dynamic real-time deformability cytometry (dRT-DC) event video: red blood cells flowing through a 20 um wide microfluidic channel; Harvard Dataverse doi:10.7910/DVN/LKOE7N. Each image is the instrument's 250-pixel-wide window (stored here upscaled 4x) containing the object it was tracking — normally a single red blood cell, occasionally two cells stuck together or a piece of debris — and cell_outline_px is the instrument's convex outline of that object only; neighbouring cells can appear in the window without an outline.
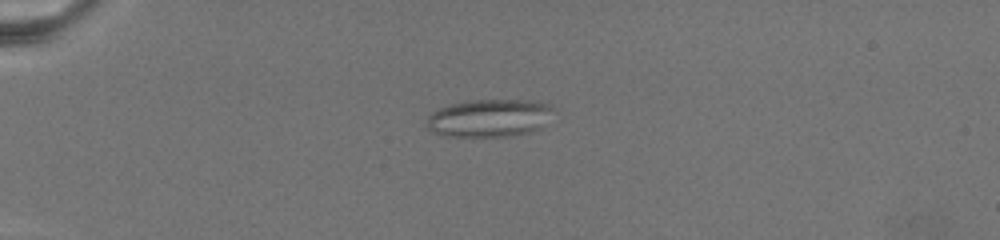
{"species": "common noctule bat (a hibernating species)", "species_latin": "Nyctalus noctula", "temperature_condition": "warm", "stored_images_in_passage": 64, "camera_frame_rate_fps": 3000, "um_per_image_px": 0.085, "animal": {"sex": "female", "body_mass_g": 19.5, "forearm_length_mm": 54.1}, "frame": {"image": 1, "passage_image": 4, "time_ms": 0.667, "image_size_px": [1000, 240], "cell_outline_px": [[552, 108], [540, 128], [528, 132], [508, 136], [448, 136], [432, 132], [424, 124], [428, 116], [432, 112], [440, 108], [452, 104], [476, 100], [536, 100], [552, 104]], "centroid_in_image_um": [41.55, 10.03], "position_along_channel_um": 43.5, "area_um2": 27.57}}
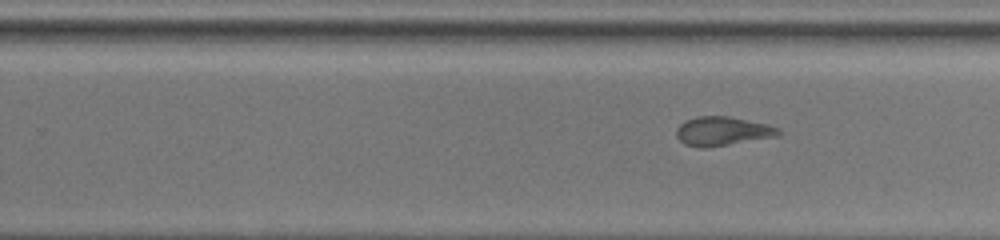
{"frame": {"image": 2, "passage_image": 34, "time_ms": 10.0, "image_size_px": [1000, 240], "cell_outline_px": [[780, 136], [704, 148], [700, 148], [684, 144], [676, 136], [676, 128], [684, 120], [696, 116], [728, 116], [768, 124], [780, 128]], "centroid_in_image_um": [61.4, 11.14], "position_along_channel_um": 268.4, "area_um2": 17.4}}
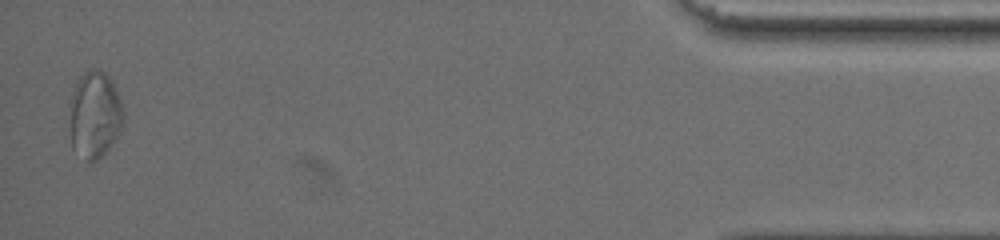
{"frame": {"image": 3, "passage_image": 63, "time_ms": 18.0, "image_size_px": [1000, 240], "cell_outline_px": [[124, 120], [120, 132], [108, 148], [96, 160], [84, 160], [72, 148], [72, 92], [80, 76], [84, 72], [92, 68], [96, 68], [104, 72], [108, 76], [120, 100], [124, 112]], "centroid_in_image_um": [8.08, 9.74], "position_along_channel_um": 427.1, "area_um2": 26.47}}